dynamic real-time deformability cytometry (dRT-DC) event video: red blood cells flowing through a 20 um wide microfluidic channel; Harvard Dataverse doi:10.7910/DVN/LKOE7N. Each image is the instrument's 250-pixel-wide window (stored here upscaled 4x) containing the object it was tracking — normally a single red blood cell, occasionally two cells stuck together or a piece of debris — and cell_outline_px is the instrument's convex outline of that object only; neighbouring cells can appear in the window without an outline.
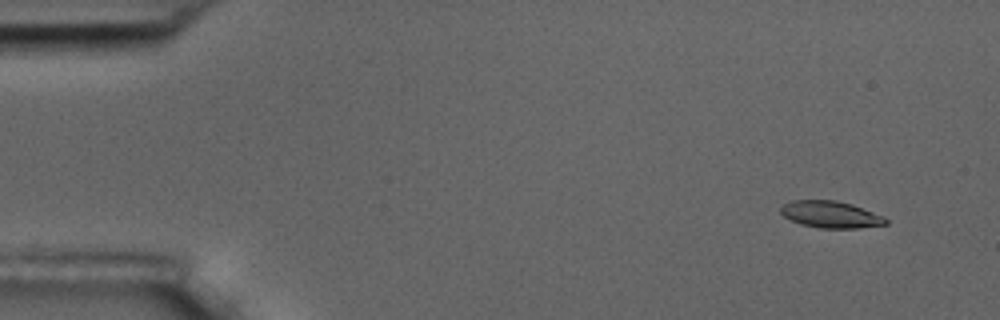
{"species": "common noctule bat (a hibernating species)", "species_latin": "Nyctalus noctula", "temperature_condition": "room temperature", "stored_images_in_passage": 57, "camera_frame_rate_fps": 3000, "um_per_image_px": 0.085, "animal": {"sex": "male", "body_mass_g": 17.5, "forearm_length_mm": 52.3}, "frame": {"image": 1, "passage_image": 5, "time_ms": 1.333, "image_size_px": [1000, 320], "cell_outline_px": [[888, 224], [856, 228], [820, 228], [800, 224], [784, 216], [780, 212], [780, 204], [792, 200], [836, 200], [852, 204], [884, 216], [888, 220]], "centroid_in_image_um": [70.59, 18.22], "position_along_channel_um": 14.4, "area_um2": 16.53}}
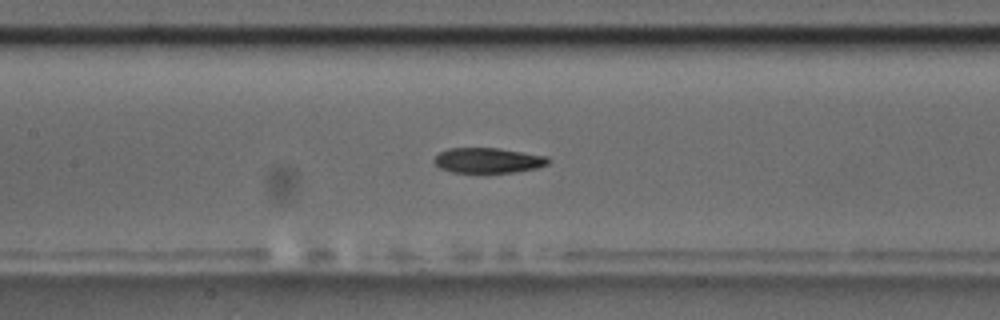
{"frame": {"image": 2, "passage_image": 27, "time_ms": 8.667, "image_size_px": [1000, 320], "cell_outline_px": [[552, 160], [548, 164], [536, 168], [516, 172], [452, 172], [440, 168], [432, 160], [440, 152], [448, 148], [500, 148], [548, 156]], "centroid_in_image_um": [41.52, 13.62], "position_along_channel_um": 165.9, "area_um2": 16.82}}
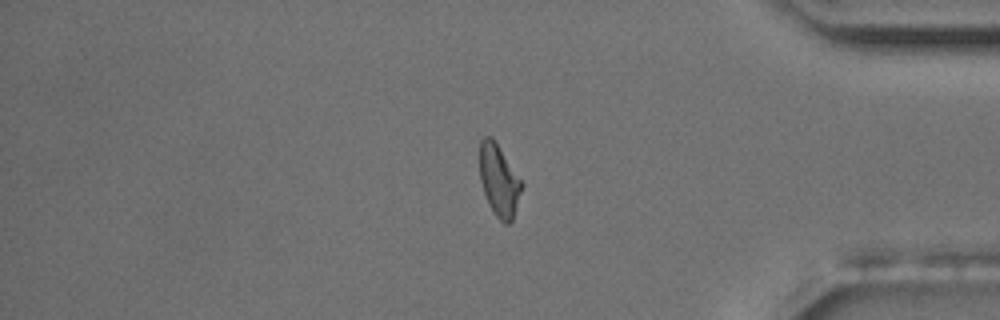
{"frame": {"image": 3, "passage_image": 48, "time_ms": 15.667, "image_size_px": [1000, 320], "cell_outline_px": [[524, 184], [512, 220], [508, 224], [504, 224], [496, 216], [484, 192], [480, 180], [480, 140], [484, 136], [492, 136]], "centroid_in_image_um": [42.42, 15.32], "position_along_channel_um": 392.8, "area_um2": 17.34}, "authors_computed_cell_mechanics": {"area_um2": 17.3978, "velocity_mm_per_s": 3.5955, "shape_relaxation_time_tau1_ms": 8.1984, "shape_relaxation_time_tau2_ms": 7.9348, "deformation_change_tau1": 0.208, "deformation_change_tau2": 0.1683}}